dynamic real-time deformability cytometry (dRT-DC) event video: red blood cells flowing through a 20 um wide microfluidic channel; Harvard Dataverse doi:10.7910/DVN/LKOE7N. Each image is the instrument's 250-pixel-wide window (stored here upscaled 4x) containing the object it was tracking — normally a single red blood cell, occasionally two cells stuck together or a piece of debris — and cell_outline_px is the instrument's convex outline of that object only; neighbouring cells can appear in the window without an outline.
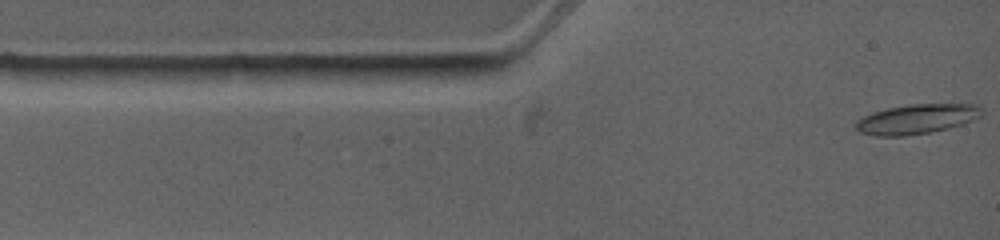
{"species": "common noctule bat (a hibernating species)", "species_latin": "Nyctalus noctula", "temperature_condition": "warm", "stored_images_in_passage": 6, "camera_frame_rate_fps": 4500, "um_per_image_px": 0.085, "animal": {"sex": "female", "body_mass_g": 19.0, "forearm_length_mm": 53.3}, "frame": {"image": 1, "passage_image": 1, "time_ms": 0.0, "image_size_px": [1000, 240], "cell_outline_px": [[984, 112], [980, 116], [964, 124], [932, 132], [904, 136], [876, 136], [860, 132], [856, 128], [856, 120], [872, 112], [888, 108], [912, 104], [976, 104]], "centroid_in_image_um": [77.93, 10.12], "position_along_channel_um": 7.1, "area_um2": 21.79}}
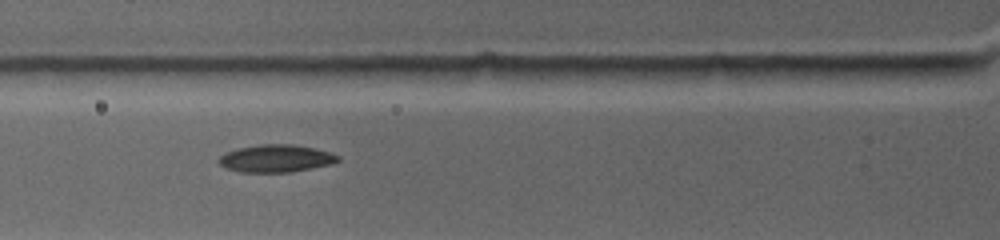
{"frame": {"image": 2, "passage_image": 5, "time_ms": 3.556, "image_size_px": [1000, 240], "cell_outline_px": [[340, 160], [332, 164], [292, 172], [240, 172], [228, 168], [220, 164], [216, 160], [224, 152], [236, 148], [260, 144], [292, 144], [312, 148], [328, 152], [340, 156]], "centroid_in_image_um": [23.43, 13.46], "position_along_channel_um": 102.4, "area_um2": 19.13}}
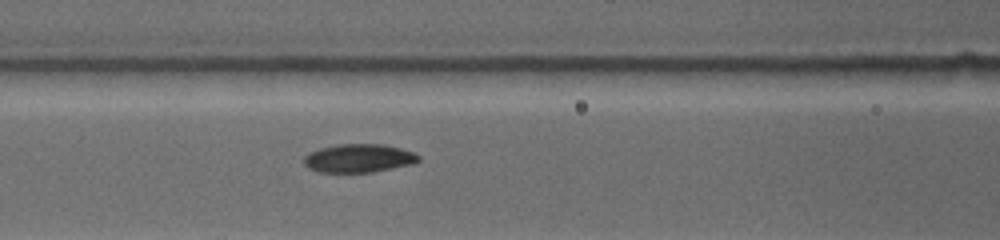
{"frame": {"image": 3, "passage_image": 6, "time_ms": 4.444, "image_size_px": [1000, 240], "cell_outline_px": [[420, 160], [412, 164], [372, 172], [320, 172], [308, 168], [304, 164], [304, 156], [308, 152], [320, 148], [340, 144], [384, 144], [400, 148], [412, 152], [420, 156]], "centroid_in_image_um": [30.48, 13.44], "position_along_channel_um": 136.1, "area_um2": 18.96}}